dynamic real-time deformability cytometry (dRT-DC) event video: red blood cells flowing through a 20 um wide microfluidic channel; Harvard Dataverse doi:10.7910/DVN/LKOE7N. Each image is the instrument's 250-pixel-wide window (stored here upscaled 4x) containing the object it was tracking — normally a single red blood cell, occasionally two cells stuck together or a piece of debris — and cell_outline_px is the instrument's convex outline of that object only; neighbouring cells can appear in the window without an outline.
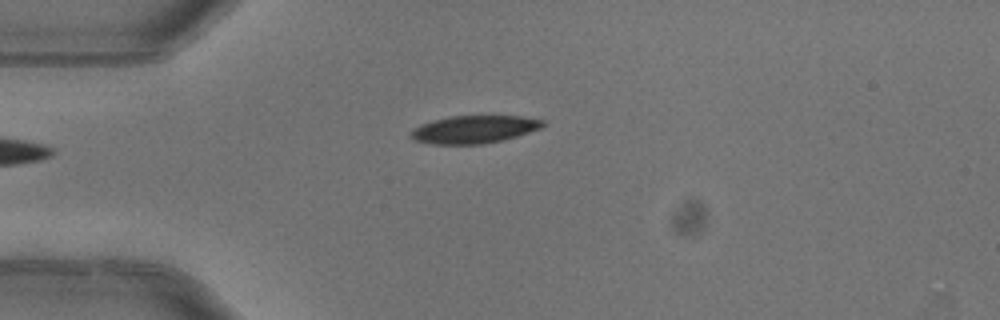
{"species": "common noctule bat (a hibernating species)", "species_latin": "Nyctalus noctula", "temperature_condition": "warm", "stored_images_in_passage": 4, "camera_frame_rate_fps": 3000, "um_per_image_px": 0.085, "animal": {"sex": "female"}, "frame": {"image": 1, "passage_image": 1, "time_ms": 0.0, "image_size_px": [1000, 320], "cell_outline_px": [[544, 124], [540, 128], [504, 140], [480, 144], [432, 144], [412, 140], [408, 136], [420, 124], [432, 120], [448, 116], [520, 116], [544, 120]], "centroid_in_image_um": [40.25, 11.0], "position_along_channel_um": 44.7, "area_um2": 21.27}}